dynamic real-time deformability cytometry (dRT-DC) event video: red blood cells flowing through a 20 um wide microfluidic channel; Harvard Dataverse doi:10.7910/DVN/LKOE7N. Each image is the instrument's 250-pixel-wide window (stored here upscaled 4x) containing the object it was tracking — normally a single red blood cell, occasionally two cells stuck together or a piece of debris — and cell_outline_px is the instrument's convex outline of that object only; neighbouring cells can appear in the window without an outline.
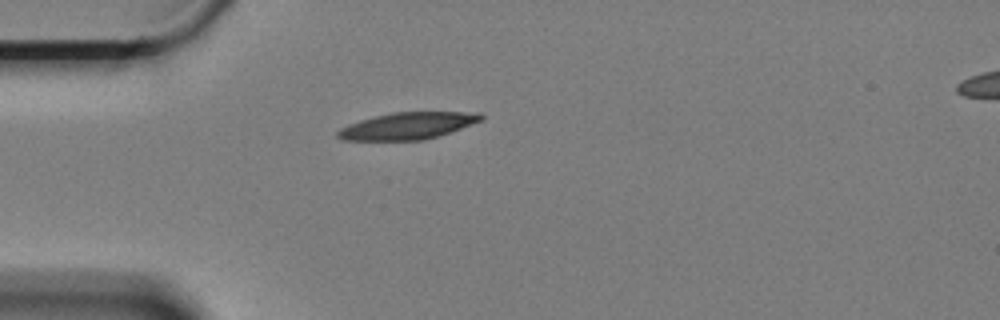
{"species": "Egyptian fruit bat (a non-hibernating species)", "species_latin": "Rousettus aegyptiacus", "temperature_condition": "cold", "stored_images_in_passage": 33, "camera_frame_rate_fps": 3000, "um_per_image_px": 0.085, "animal": {"sex": "female"}, "frame": {"image": 1, "passage_image": 1, "time_ms": 0.0, "image_size_px": [1000, 320], "cell_outline_px": [[484, 116], [480, 120], [460, 128], [424, 140], [340, 140], [336, 136], [336, 132], [340, 128], [348, 124], [360, 120], [392, 112], [480, 112]], "centroid_in_image_um": [34.58, 10.69], "position_along_channel_um": 50.4, "area_um2": 22.2}}
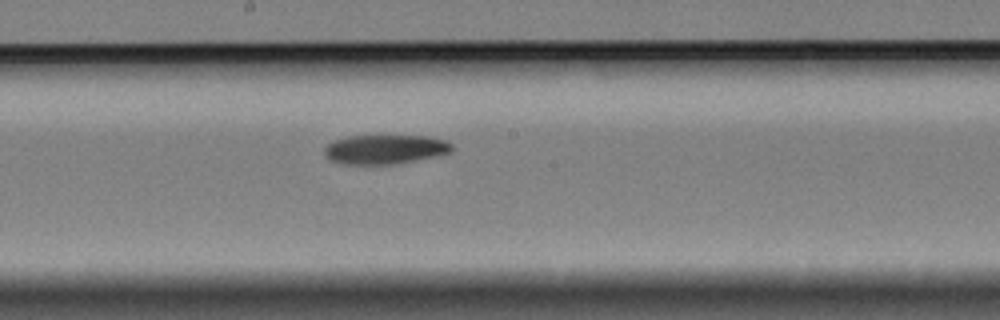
{"frame": {"image": 2, "passage_image": 17, "time_ms": 5.333, "image_size_px": [1000, 320], "cell_outline_px": [[452, 152], [392, 164], [344, 164], [332, 160], [324, 152], [324, 148], [332, 140], [348, 136], [428, 136], [444, 140], [452, 144]], "centroid_in_image_um": [32.7, 12.68], "position_along_channel_um": 215.5, "area_um2": 21.39}}
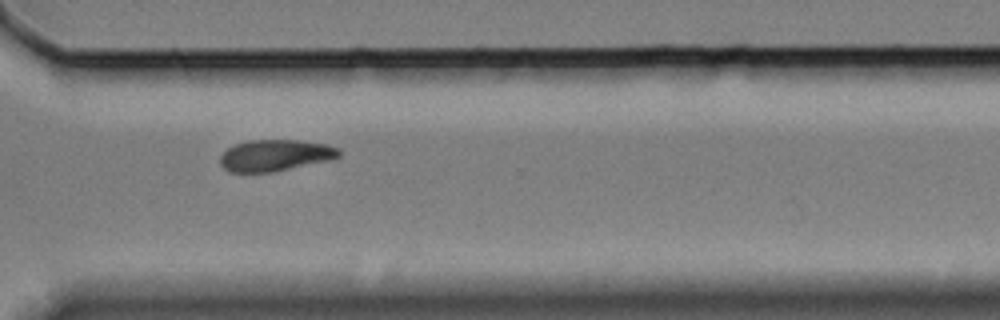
{"frame": {"image": 3, "passage_image": 29, "time_ms": 9.333, "image_size_px": [1000, 320], "cell_outline_px": [[340, 156], [328, 160], [272, 172], [228, 172], [220, 164], [220, 156], [228, 148], [236, 144], [248, 140], [300, 140], [328, 144], [336, 148], [340, 152]], "centroid_in_image_um": [23.36, 13.2], "position_along_channel_um": 347.2, "area_um2": 21.62}, "authors_computed_cell_mechanics": {"area_um2": 22.4842, "velocity_mm_per_s": 3.3057, "shape_relaxation_time_tau1_ms": 3.7845, "shape_relaxation_time_tau2_ms": null, "deformation_change_tau1": 0.1259, "deformation_change_tau2": null}}